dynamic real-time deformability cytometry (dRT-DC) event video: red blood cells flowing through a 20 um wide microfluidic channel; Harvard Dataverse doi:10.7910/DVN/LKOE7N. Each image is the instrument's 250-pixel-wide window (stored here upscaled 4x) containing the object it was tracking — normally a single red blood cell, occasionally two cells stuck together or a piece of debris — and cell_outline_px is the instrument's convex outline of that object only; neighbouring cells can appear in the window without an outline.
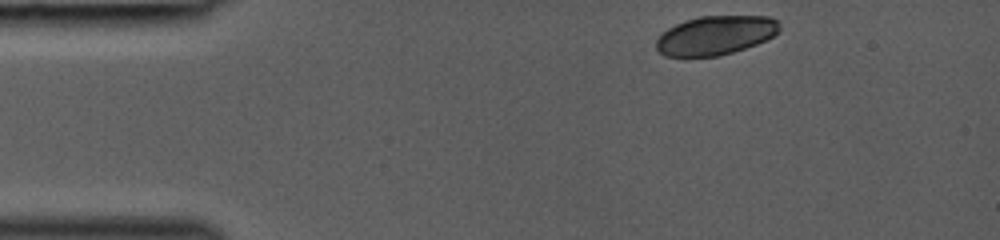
{"species": "common noctule bat (a hibernating species)", "species_latin": "Nyctalus noctula", "temperature_condition": "room temperature", "stored_images_in_passage": 35, "camera_frame_rate_fps": 3000, "um_per_image_px": 0.085, "animal": {"sex": "female", "body_mass_g": 19.0, "forearm_length_mm": 53.3}, "frame": {"image": 1, "passage_image": 1, "time_ms": 0.0, "image_size_px": [1000, 240], "cell_outline_px": [[780, 32], [756, 44], [720, 56], [664, 56], [656, 48], [656, 40], [668, 28], [676, 24], [700, 16], [768, 16], [780, 20]], "centroid_in_image_um": [60.85, 2.99], "position_along_channel_um": 24.1, "area_um2": 27.92}}
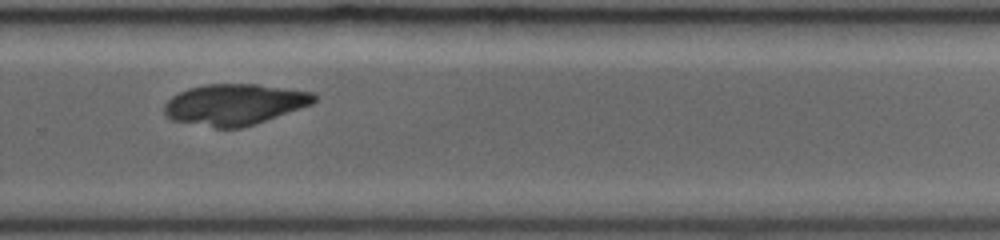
{"frame": {"image": 2, "passage_image": 25, "time_ms": 8.0, "image_size_px": [1000, 240], "cell_outline_px": [[316, 100], [312, 104], [240, 128], [216, 128], [172, 120], [164, 112], [164, 104], [172, 96], [188, 88], [204, 84], [256, 84], [312, 92], [316, 96]], "centroid_in_image_um": [19.89, 8.87], "position_along_channel_um": 309.9, "area_um2": 35.37}}
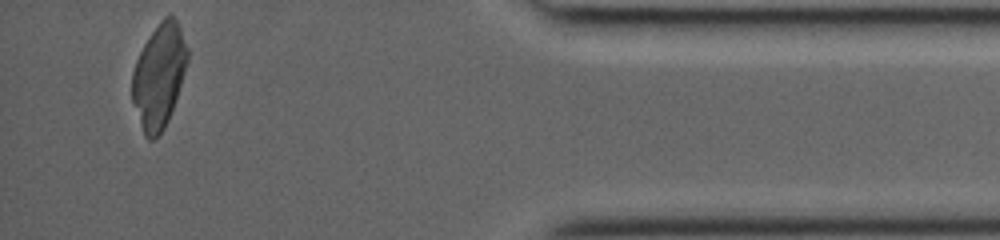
{"frame": {"image": 3, "passage_image": 35, "time_ms": 11.333, "image_size_px": [1000, 240], "cell_outline_px": [[188, 60], [168, 120], [164, 128], [152, 140], [148, 140], [144, 136], [132, 100], [132, 72], [136, 60], [144, 44], [160, 20], [168, 12], [176, 20], [180, 28], [188, 48]], "centroid_in_image_um": [13.5, 6.43], "position_along_channel_um": 421.7, "area_um2": 33.12}}